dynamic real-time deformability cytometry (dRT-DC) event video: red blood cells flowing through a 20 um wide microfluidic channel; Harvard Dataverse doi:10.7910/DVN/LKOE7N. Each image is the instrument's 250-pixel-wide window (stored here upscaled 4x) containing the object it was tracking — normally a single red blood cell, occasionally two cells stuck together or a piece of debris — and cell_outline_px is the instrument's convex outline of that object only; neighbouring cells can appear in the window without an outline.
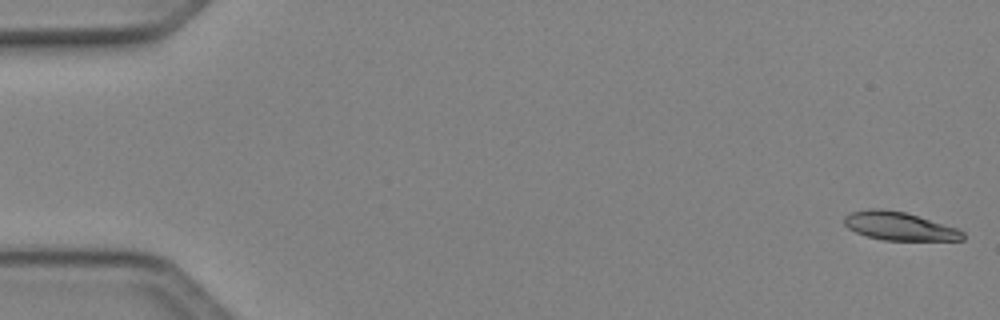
{"species": "Egyptian fruit bat (a non-hibernating species)", "species_latin": "Rousettus aegyptiacus", "temperature_condition": "cold", "stored_images_in_passage": 49, "camera_frame_rate_fps": 3000, "um_per_image_px": 0.085, "animal": {"sex": "female"}, "frame": {"image": 1, "passage_image": 1, "time_ms": 0.0, "image_size_px": [1000, 320], "cell_outline_px": [[964, 240], [884, 240], [868, 236], [856, 232], [848, 228], [844, 224], [844, 216], [852, 212], [868, 208], [880, 208], [904, 212], [956, 228], [964, 232]], "centroid_in_image_um": [76.41, 19.22], "position_along_channel_um": 8.6, "area_um2": 19.31}}
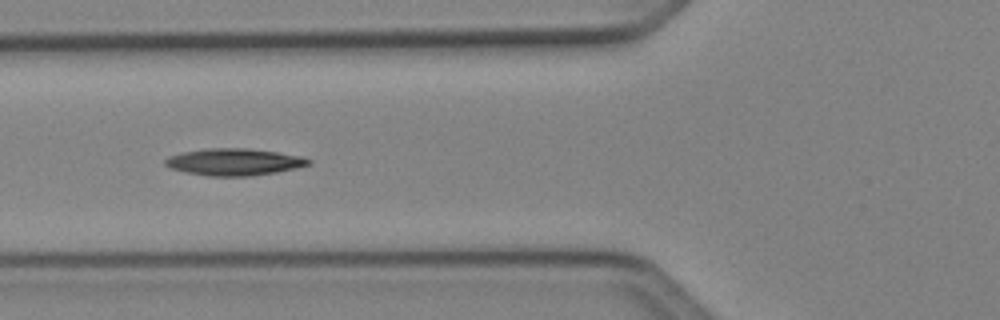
{"frame": {"image": 2, "passage_image": 19, "time_ms": 6.0, "image_size_px": [1000, 320], "cell_outline_px": [[312, 164], [296, 168], [276, 172], [252, 176], [208, 176], [184, 172], [172, 168], [164, 164], [164, 160], [168, 156], [184, 152], [208, 148], [248, 148], [304, 156], [312, 160]], "centroid_in_image_um": [19.93, 13.76], "position_along_channel_um": 105.9, "area_um2": 22.6}}
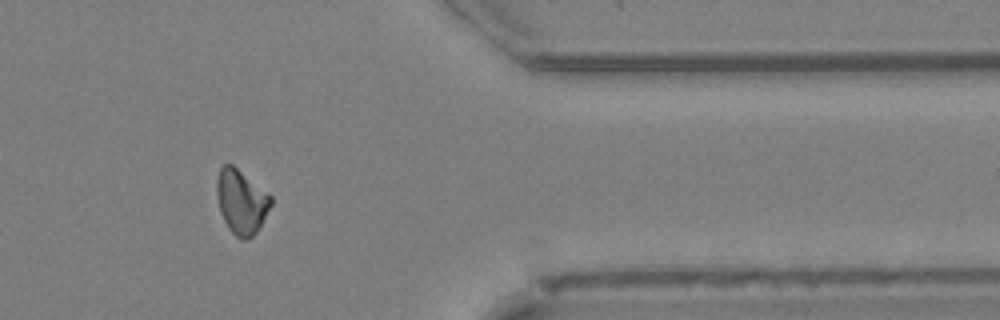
{"frame": {"image": 3, "passage_image": 41, "time_ms": 13.333, "image_size_px": [1000, 320], "cell_outline_px": [[272, 204], [256, 232], [248, 240], [240, 240], [228, 228], [220, 212], [216, 196], [216, 180], [220, 168], [224, 164], [232, 164], [272, 196]], "centroid_in_image_um": [20.49, 17.15], "position_along_channel_um": 390.9, "area_um2": 20.29}, "authors_computed_cell_mechanics": {"area_um2": 20.2878, "velocity_mm_per_s": 4.1391, "shape_relaxation_time_tau1_ms": 6.1896, "shape_relaxation_time_tau2_ms": null, "deformation_change_tau1": 0.1465, "deformation_change_tau2": null}}